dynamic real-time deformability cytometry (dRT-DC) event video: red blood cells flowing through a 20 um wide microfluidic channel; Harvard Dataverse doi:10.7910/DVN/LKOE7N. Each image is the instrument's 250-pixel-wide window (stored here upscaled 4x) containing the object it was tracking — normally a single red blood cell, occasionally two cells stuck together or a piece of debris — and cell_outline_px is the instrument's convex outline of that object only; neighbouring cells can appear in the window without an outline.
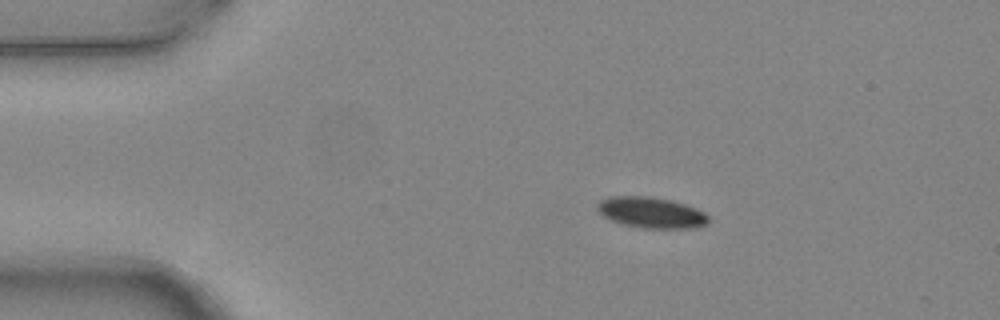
{"species": "common noctule bat (a hibernating species)", "species_latin": "Nyctalus noctula", "temperature_condition": "warm", "stored_images_in_passage": 4, "camera_frame_rate_fps": 3000, "um_per_image_px": 0.085, "animal": {"sex": "female", "body_mass_g": 24.6, "forearm_length_mm": 56.2}, "frame": {"image": 1, "passage_image": 1, "time_ms": 0.0, "image_size_px": [1000, 320], "cell_outline_px": [[708, 224], [696, 228], [640, 228], [624, 224], [612, 220], [604, 216], [596, 208], [596, 204], [600, 200], [608, 196], [652, 196], [672, 200], [696, 208], [704, 212], [708, 216]], "centroid_in_image_um": [55.36, 18.06], "position_along_channel_um": 29.6, "area_um2": 20.17}}
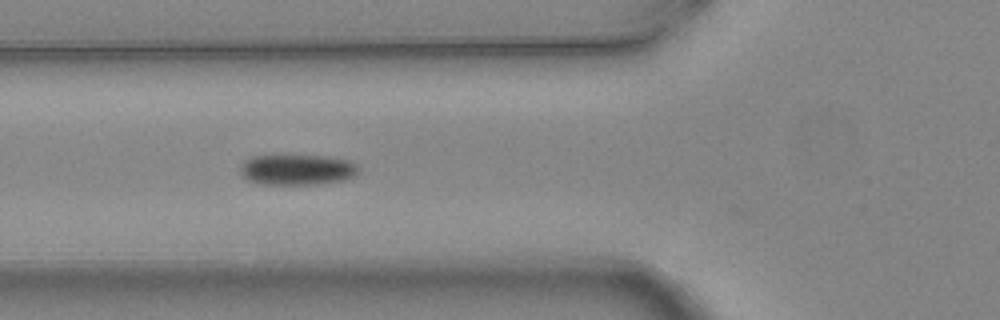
{"frame": {"image": 2, "passage_image": 3, "time_ms": 0.667, "image_size_px": [1000, 320], "cell_outline_px": [[360, 172], [356, 176], [344, 180], [320, 184], [256, 184], [244, 180], [240, 176], [240, 164], [244, 160], [252, 156], [324, 156], [348, 160], [356, 164], [360, 168]], "centroid_in_image_um": [25.23, 14.44], "position_along_channel_um": 100.6, "area_um2": 21.5}}
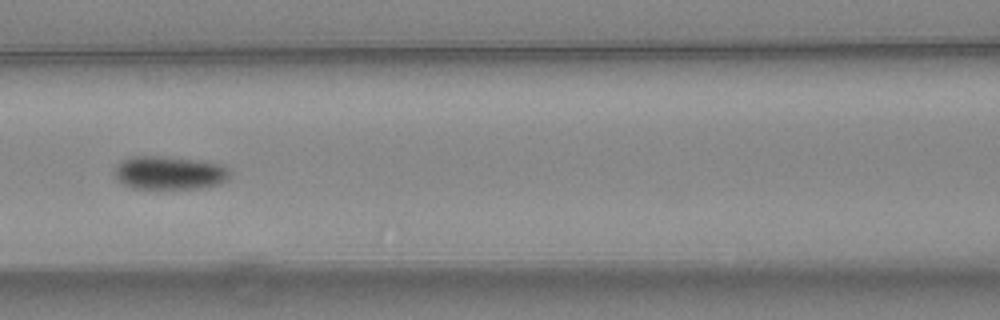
{"frame": {"image": 3, "passage_image": 4, "time_ms": 1.0, "image_size_px": [1000, 320], "cell_outline_px": [[232, 172], [228, 180], [220, 184], [204, 188], [132, 188], [116, 180], [116, 164], [128, 156], [160, 156], [196, 160], [220, 164], [228, 168]], "centroid_in_image_um": [14.42, 14.69], "position_along_channel_um": 152.2, "area_um2": 22.54}}